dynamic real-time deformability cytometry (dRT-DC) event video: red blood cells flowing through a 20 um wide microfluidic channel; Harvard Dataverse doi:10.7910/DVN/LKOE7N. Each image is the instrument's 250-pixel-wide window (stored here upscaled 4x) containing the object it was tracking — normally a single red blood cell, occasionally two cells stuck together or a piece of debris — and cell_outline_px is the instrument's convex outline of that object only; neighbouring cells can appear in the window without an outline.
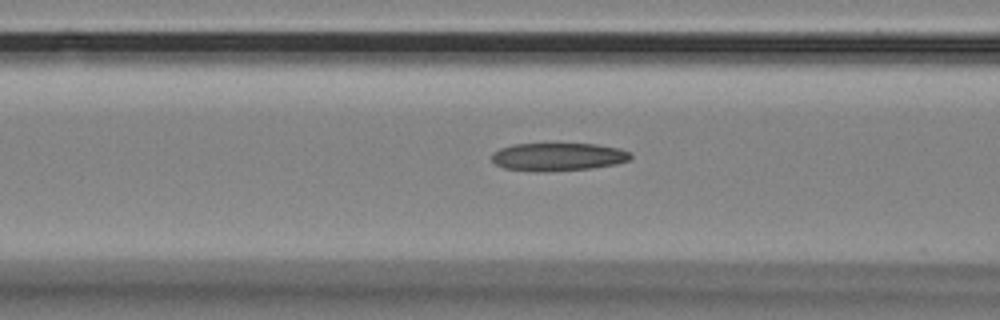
{"species": "Egyptian fruit bat (a non-hibernating species)", "species_latin": "Rousettus aegyptiacus", "temperature_condition": "room temperature", "stored_images_in_passage": 40, "camera_frame_rate_fps": 3000, "um_per_image_px": 0.085, "animal": {"sex": "female"}, "frame": {"image": 1, "passage_image": 5, "time_ms": 1.333, "image_size_px": [1000, 320], "cell_outline_px": [[632, 156], [628, 160], [616, 164], [592, 168], [544, 172], [536, 172], [504, 168], [496, 164], [492, 160], [492, 152], [500, 148], [512, 144], [596, 144], [620, 148], [628, 152]], "centroid_in_image_um": [47.41, 13.33], "position_along_channel_um": 119.2, "area_um2": 22.72}}
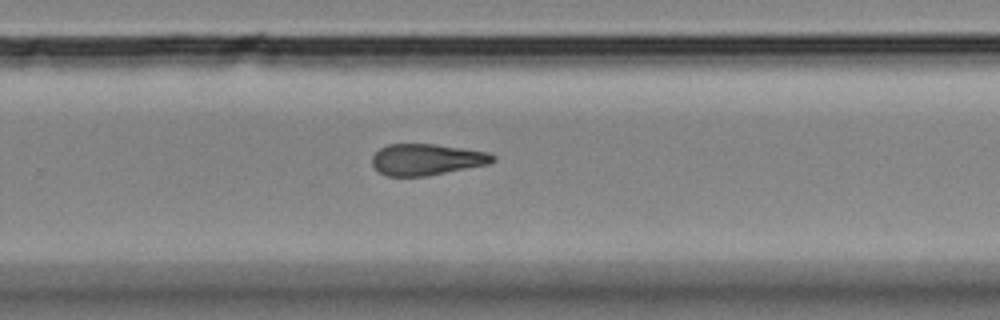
{"frame": {"image": 2, "passage_image": 20, "time_ms": 6.333, "image_size_px": [1000, 320], "cell_outline_px": [[496, 160], [488, 164], [428, 176], [388, 176], [380, 172], [372, 164], [372, 156], [380, 148], [388, 144], [436, 144], [464, 148], [488, 152], [496, 156]], "centroid_in_image_um": [36.29, 13.55], "position_along_channel_um": 293.5, "area_um2": 22.08}}
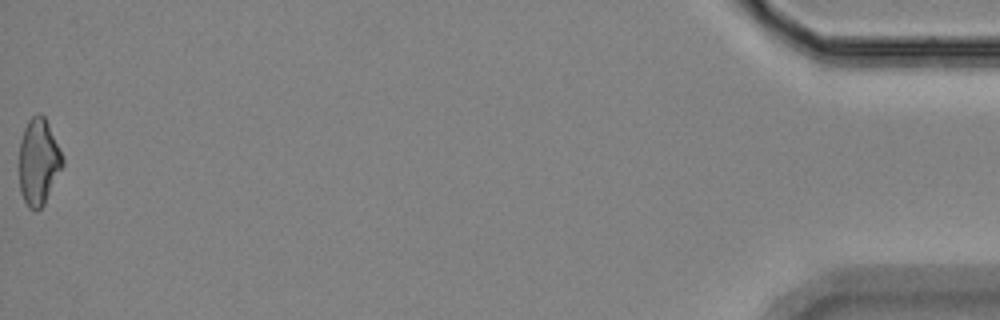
{"frame": {"image": 3, "passage_image": 40, "time_ms": 13.0, "image_size_px": [1000, 320], "cell_outline_px": [[64, 164], [44, 204], [36, 212], [28, 208], [20, 192], [20, 140], [24, 128], [28, 120], [32, 116], [40, 112], [44, 116], [48, 124], [64, 160]], "centroid_in_image_um": [3.27, 13.77], "position_along_channel_um": 431.9, "area_um2": 21.68}}